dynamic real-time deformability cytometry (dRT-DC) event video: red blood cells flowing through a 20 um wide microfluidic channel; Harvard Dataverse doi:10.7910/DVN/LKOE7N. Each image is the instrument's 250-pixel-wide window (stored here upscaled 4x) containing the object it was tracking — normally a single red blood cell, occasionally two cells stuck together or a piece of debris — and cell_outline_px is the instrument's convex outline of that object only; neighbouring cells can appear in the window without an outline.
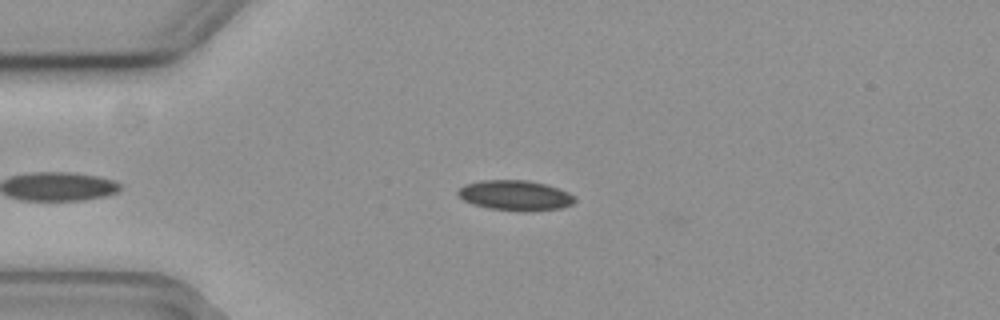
{"species": "common noctule bat (a hibernating species)", "species_latin": "Nyctalus noctula", "temperature_condition": "cold", "stored_images_in_passage": 5, "camera_frame_rate_fps": 3000, "um_per_image_px": 0.085, "animal": {"sex": "female", "body_mass_g": 19.3, "forearm_length_mm": 54.1}, "frame": {"image": 1, "passage_image": 1, "time_ms": 0.0, "image_size_px": [1000, 320], "cell_outline_px": [[576, 200], [572, 204], [560, 208], [532, 212], [520, 212], [488, 208], [472, 204], [464, 200], [456, 192], [464, 184], [484, 180], [528, 180], [544, 184], [568, 192], [576, 196]], "centroid_in_image_um": [43.81, 16.62], "position_along_channel_um": 41.2, "area_um2": 20.69}}